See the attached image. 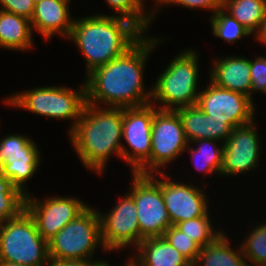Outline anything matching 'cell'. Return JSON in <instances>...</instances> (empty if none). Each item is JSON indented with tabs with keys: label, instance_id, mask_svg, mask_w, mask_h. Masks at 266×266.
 <instances>
[{
	"label": "cell",
	"instance_id": "cell-1",
	"mask_svg": "<svg viewBox=\"0 0 266 266\" xmlns=\"http://www.w3.org/2000/svg\"><path fill=\"white\" fill-rule=\"evenodd\" d=\"M150 48H130L125 54L93 69L85 80L87 103L108 107H141L151 103L152 88L144 91L143 68Z\"/></svg>",
	"mask_w": 266,
	"mask_h": 266
},
{
	"label": "cell",
	"instance_id": "cell-2",
	"mask_svg": "<svg viewBox=\"0 0 266 266\" xmlns=\"http://www.w3.org/2000/svg\"><path fill=\"white\" fill-rule=\"evenodd\" d=\"M123 108L104 109L86 103L75 127L68 132L81 162L102 175L108 157L114 152L122 159Z\"/></svg>",
	"mask_w": 266,
	"mask_h": 266
},
{
	"label": "cell",
	"instance_id": "cell-3",
	"mask_svg": "<svg viewBox=\"0 0 266 266\" xmlns=\"http://www.w3.org/2000/svg\"><path fill=\"white\" fill-rule=\"evenodd\" d=\"M69 38L84 55L87 74L130 49L114 29L108 16L102 14L74 20Z\"/></svg>",
	"mask_w": 266,
	"mask_h": 266
},
{
	"label": "cell",
	"instance_id": "cell-4",
	"mask_svg": "<svg viewBox=\"0 0 266 266\" xmlns=\"http://www.w3.org/2000/svg\"><path fill=\"white\" fill-rule=\"evenodd\" d=\"M194 50L180 53L159 75L152 87L154 102L163 105L161 110H176L178 108L197 105L199 93L198 59Z\"/></svg>",
	"mask_w": 266,
	"mask_h": 266
},
{
	"label": "cell",
	"instance_id": "cell-5",
	"mask_svg": "<svg viewBox=\"0 0 266 266\" xmlns=\"http://www.w3.org/2000/svg\"><path fill=\"white\" fill-rule=\"evenodd\" d=\"M0 261L24 266L49 263L48 242L42 238L26 209L0 226Z\"/></svg>",
	"mask_w": 266,
	"mask_h": 266
},
{
	"label": "cell",
	"instance_id": "cell-6",
	"mask_svg": "<svg viewBox=\"0 0 266 266\" xmlns=\"http://www.w3.org/2000/svg\"><path fill=\"white\" fill-rule=\"evenodd\" d=\"M5 103L45 117L74 120L70 132L86 106V85L84 82L77 91L64 86L39 87L14 94L6 98Z\"/></svg>",
	"mask_w": 266,
	"mask_h": 266
},
{
	"label": "cell",
	"instance_id": "cell-7",
	"mask_svg": "<svg viewBox=\"0 0 266 266\" xmlns=\"http://www.w3.org/2000/svg\"><path fill=\"white\" fill-rule=\"evenodd\" d=\"M101 244L99 212L88 206L48 241L49 260H90Z\"/></svg>",
	"mask_w": 266,
	"mask_h": 266
},
{
	"label": "cell",
	"instance_id": "cell-8",
	"mask_svg": "<svg viewBox=\"0 0 266 266\" xmlns=\"http://www.w3.org/2000/svg\"><path fill=\"white\" fill-rule=\"evenodd\" d=\"M133 173L130 195L135 201L140 230V242L145 238L163 237L172 225L165 206L161 182L155 176Z\"/></svg>",
	"mask_w": 266,
	"mask_h": 266
},
{
	"label": "cell",
	"instance_id": "cell-9",
	"mask_svg": "<svg viewBox=\"0 0 266 266\" xmlns=\"http://www.w3.org/2000/svg\"><path fill=\"white\" fill-rule=\"evenodd\" d=\"M155 103L141 107L123 108L122 138L130 149L122 145V159L131 165L132 173L150 175L151 128Z\"/></svg>",
	"mask_w": 266,
	"mask_h": 266
},
{
	"label": "cell",
	"instance_id": "cell-10",
	"mask_svg": "<svg viewBox=\"0 0 266 266\" xmlns=\"http://www.w3.org/2000/svg\"><path fill=\"white\" fill-rule=\"evenodd\" d=\"M150 175L171 163L188 146L180 116L175 110L154 107L151 128Z\"/></svg>",
	"mask_w": 266,
	"mask_h": 266
},
{
	"label": "cell",
	"instance_id": "cell-11",
	"mask_svg": "<svg viewBox=\"0 0 266 266\" xmlns=\"http://www.w3.org/2000/svg\"><path fill=\"white\" fill-rule=\"evenodd\" d=\"M40 152L32 139L23 135H7L0 141V174L10 179L25 196L26 181L40 165Z\"/></svg>",
	"mask_w": 266,
	"mask_h": 266
},
{
	"label": "cell",
	"instance_id": "cell-12",
	"mask_svg": "<svg viewBox=\"0 0 266 266\" xmlns=\"http://www.w3.org/2000/svg\"><path fill=\"white\" fill-rule=\"evenodd\" d=\"M200 91L197 106L214 120L225 121L233 129L253 122L254 103L246 95L221 88L213 82Z\"/></svg>",
	"mask_w": 266,
	"mask_h": 266
},
{
	"label": "cell",
	"instance_id": "cell-13",
	"mask_svg": "<svg viewBox=\"0 0 266 266\" xmlns=\"http://www.w3.org/2000/svg\"><path fill=\"white\" fill-rule=\"evenodd\" d=\"M122 198L107 215L99 213L102 248L106 252L121 250L129 244L137 247L140 243L135 201L129 193Z\"/></svg>",
	"mask_w": 266,
	"mask_h": 266
},
{
	"label": "cell",
	"instance_id": "cell-14",
	"mask_svg": "<svg viewBox=\"0 0 266 266\" xmlns=\"http://www.w3.org/2000/svg\"><path fill=\"white\" fill-rule=\"evenodd\" d=\"M87 207V204L74 197H50L42 202L30 195L25 198V209L47 242Z\"/></svg>",
	"mask_w": 266,
	"mask_h": 266
},
{
	"label": "cell",
	"instance_id": "cell-15",
	"mask_svg": "<svg viewBox=\"0 0 266 266\" xmlns=\"http://www.w3.org/2000/svg\"><path fill=\"white\" fill-rule=\"evenodd\" d=\"M254 127V122H251L234 128L223 143L221 175L234 176L260 166V140Z\"/></svg>",
	"mask_w": 266,
	"mask_h": 266
},
{
	"label": "cell",
	"instance_id": "cell-16",
	"mask_svg": "<svg viewBox=\"0 0 266 266\" xmlns=\"http://www.w3.org/2000/svg\"><path fill=\"white\" fill-rule=\"evenodd\" d=\"M160 175L164 178L159 181L172 225L205 216L209 212L204 191L191 184L176 183L170 180L171 178L163 170Z\"/></svg>",
	"mask_w": 266,
	"mask_h": 266
},
{
	"label": "cell",
	"instance_id": "cell-17",
	"mask_svg": "<svg viewBox=\"0 0 266 266\" xmlns=\"http://www.w3.org/2000/svg\"><path fill=\"white\" fill-rule=\"evenodd\" d=\"M69 1L71 0H42L35 4L30 19L32 31H38L45 39L56 33L68 38L74 22L69 12Z\"/></svg>",
	"mask_w": 266,
	"mask_h": 266
},
{
	"label": "cell",
	"instance_id": "cell-18",
	"mask_svg": "<svg viewBox=\"0 0 266 266\" xmlns=\"http://www.w3.org/2000/svg\"><path fill=\"white\" fill-rule=\"evenodd\" d=\"M182 121L188 143L200 139L222 140L223 143L232 134L233 128L225 121L214 120L197 105L175 110Z\"/></svg>",
	"mask_w": 266,
	"mask_h": 266
},
{
	"label": "cell",
	"instance_id": "cell-19",
	"mask_svg": "<svg viewBox=\"0 0 266 266\" xmlns=\"http://www.w3.org/2000/svg\"><path fill=\"white\" fill-rule=\"evenodd\" d=\"M144 11V8L138 7L127 11H117L118 15L108 16L114 29L129 48H150L155 47L157 43L161 42V39L146 38L142 34L150 27L151 19H154L152 16L158 10L149 14H146L147 12Z\"/></svg>",
	"mask_w": 266,
	"mask_h": 266
},
{
	"label": "cell",
	"instance_id": "cell-20",
	"mask_svg": "<svg viewBox=\"0 0 266 266\" xmlns=\"http://www.w3.org/2000/svg\"><path fill=\"white\" fill-rule=\"evenodd\" d=\"M210 71V82L251 98L250 59L238 56L218 58Z\"/></svg>",
	"mask_w": 266,
	"mask_h": 266
},
{
	"label": "cell",
	"instance_id": "cell-21",
	"mask_svg": "<svg viewBox=\"0 0 266 266\" xmlns=\"http://www.w3.org/2000/svg\"><path fill=\"white\" fill-rule=\"evenodd\" d=\"M136 250L137 256L130 259L133 266H193L164 237L145 238Z\"/></svg>",
	"mask_w": 266,
	"mask_h": 266
},
{
	"label": "cell",
	"instance_id": "cell-22",
	"mask_svg": "<svg viewBox=\"0 0 266 266\" xmlns=\"http://www.w3.org/2000/svg\"><path fill=\"white\" fill-rule=\"evenodd\" d=\"M30 19L0 10V47L9 50H27L32 43Z\"/></svg>",
	"mask_w": 266,
	"mask_h": 266
},
{
	"label": "cell",
	"instance_id": "cell-23",
	"mask_svg": "<svg viewBox=\"0 0 266 266\" xmlns=\"http://www.w3.org/2000/svg\"><path fill=\"white\" fill-rule=\"evenodd\" d=\"M228 243L229 241L225 234H220L212 243L201 247L193 266H200L198 263L201 261L202 266H250L244 260L246 258L243 255L241 246L235 252Z\"/></svg>",
	"mask_w": 266,
	"mask_h": 266
},
{
	"label": "cell",
	"instance_id": "cell-24",
	"mask_svg": "<svg viewBox=\"0 0 266 266\" xmlns=\"http://www.w3.org/2000/svg\"><path fill=\"white\" fill-rule=\"evenodd\" d=\"M222 8L251 33L259 29L266 17V0H223Z\"/></svg>",
	"mask_w": 266,
	"mask_h": 266
},
{
	"label": "cell",
	"instance_id": "cell-25",
	"mask_svg": "<svg viewBox=\"0 0 266 266\" xmlns=\"http://www.w3.org/2000/svg\"><path fill=\"white\" fill-rule=\"evenodd\" d=\"M192 142L196 143V145L197 143L200 144L197 149L190 147L189 144L186 148L192 154L196 169L199 171L204 170L207 174L210 173L211 175L213 173L220 174L223 158V142L220 147H216L215 143L218 141L212 139H200Z\"/></svg>",
	"mask_w": 266,
	"mask_h": 266
},
{
	"label": "cell",
	"instance_id": "cell-26",
	"mask_svg": "<svg viewBox=\"0 0 266 266\" xmlns=\"http://www.w3.org/2000/svg\"><path fill=\"white\" fill-rule=\"evenodd\" d=\"M25 198L10 179L0 174V226L25 209Z\"/></svg>",
	"mask_w": 266,
	"mask_h": 266
},
{
	"label": "cell",
	"instance_id": "cell-27",
	"mask_svg": "<svg viewBox=\"0 0 266 266\" xmlns=\"http://www.w3.org/2000/svg\"><path fill=\"white\" fill-rule=\"evenodd\" d=\"M212 16L210 22L213 34L218 38L225 40V42H237V40L242 37L250 36L252 34L223 8L217 10Z\"/></svg>",
	"mask_w": 266,
	"mask_h": 266
},
{
	"label": "cell",
	"instance_id": "cell-28",
	"mask_svg": "<svg viewBox=\"0 0 266 266\" xmlns=\"http://www.w3.org/2000/svg\"><path fill=\"white\" fill-rule=\"evenodd\" d=\"M181 232L192 238L201 247L212 243L222 231H215L209 218V213L205 216L194 218L174 225Z\"/></svg>",
	"mask_w": 266,
	"mask_h": 266
},
{
	"label": "cell",
	"instance_id": "cell-29",
	"mask_svg": "<svg viewBox=\"0 0 266 266\" xmlns=\"http://www.w3.org/2000/svg\"><path fill=\"white\" fill-rule=\"evenodd\" d=\"M246 260L256 266H266V223L258 225L241 244Z\"/></svg>",
	"mask_w": 266,
	"mask_h": 266
},
{
	"label": "cell",
	"instance_id": "cell-30",
	"mask_svg": "<svg viewBox=\"0 0 266 266\" xmlns=\"http://www.w3.org/2000/svg\"><path fill=\"white\" fill-rule=\"evenodd\" d=\"M163 237L168 243L177 249L192 265L195 264L201 246L192 238L185 235L174 225H171L164 233Z\"/></svg>",
	"mask_w": 266,
	"mask_h": 266
},
{
	"label": "cell",
	"instance_id": "cell-31",
	"mask_svg": "<svg viewBox=\"0 0 266 266\" xmlns=\"http://www.w3.org/2000/svg\"><path fill=\"white\" fill-rule=\"evenodd\" d=\"M250 77H251V99L252 93L255 91L263 92L266 95V58L263 56L257 57L255 60H250Z\"/></svg>",
	"mask_w": 266,
	"mask_h": 266
},
{
	"label": "cell",
	"instance_id": "cell-32",
	"mask_svg": "<svg viewBox=\"0 0 266 266\" xmlns=\"http://www.w3.org/2000/svg\"><path fill=\"white\" fill-rule=\"evenodd\" d=\"M0 6V10L31 19L35 4L32 0H0Z\"/></svg>",
	"mask_w": 266,
	"mask_h": 266
},
{
	"label": "cell",
	"instance_id": "cell-33",
	"mask_svg": "<svg viewBox=\"0 0 266 266\" xmlns=\"http://www.w3.org/2000/svg\"><path fill=\"white\" fill-rule=\"evenodd\" d=\"M156 2L158 4V7L160 6V4H163V6L165 4H177L189 9H209L215 13L217 10L222 8L223 0H156Z\"/></svg>",
	"mask_w": 266,
	"mask_h": 266
},
{
	"label": "cell",
	"instance_id": "cell-34",
	"mask_svg": "<svg viewBox=\"0 0 266 266\" xmlns=\"http://www.w3.org/2000/svg\"><path fill=\"white\" fill-rule=\"evenodd\" d=\"M113 10L127 11L135 8H145L144 0H105Z\"/></svg>",
	"mask_w": 266,
	"mask_h": 266
},
{
	"label": "cell",
	"instance_id": "cell-35",
	"mask_svg": "<svg viewBox=\"0 0 266 266\" xmlns=\"http://www.w3.org/2000/svg\"><path fill=\"white\" fill-rule=\"evenodd\" d=\"M99 260L84 259L49 260L48 266H94Z\"/></svg>",
	"mask_w": 266,
	"mask_h": 266
},
{
	"label": "cell",
	"instance_id": "cell-36",
	"mask_svg": "<svg viewBox=\"0 0 266 266\" xmlns=\"http://www.w3.org/2000/svg\"><path fill=\"white\" fill-rule=\"evenodd\" d=\"M256 34V39L266 44V17L265 20L260 24V27L256 31Z\"/></svg>",
	"mask_w": 266,
	"mask_h": 266
},
{
	"label": "cell",
	"instance_id": "cell-37",
	"mask_svg": "<svg viewBox=\"0 0 266 266\" xmlns=\"http://www.w3.org/2000/svg\"><path fill=\"white\" fill-rule=\"evenodd\" d=\"M0 266H24V265L8 261H0Z\"/></svg>",
	"mask_w": 266,
	"mask_h": 266
},
{
	"label": "cell",
	"instance_id": "cell-38",
	"mask_svg": "<svg viewBox=\"0 0 266 266\" xmlns=\"http://www.w3.org/2000/svg\"><path fill=\"white\" fill-rule=\"evenodd\" d=\"M94 266H110V265L107 262L100 260V262H97Z\"/></svg>",
	"mask_w": 266,
	"mask_h": 266
},
{
	"label": "cell",
	"instance_id": "cell-39",
	"mask_svg": "<svg viewBox=\"0 0 266 266\" xmlns=\"http://www.w3.org/2000/svg\"><path fill=\"white\" fill-rule=\"evenodd\" d=\"M125 263H127L125 266H133V265L130 263V260H128V261L125 262Z\"/></svg>",
	"mask_w": 266,
	"mask_h": 266
},
{
	"label": "cell",
	"instance_id": "cell-40",
	"mask_svg": "<svg viewBox=\"0 0 266 266\" xmlns=\"http://www.w3.org/2000/svg\"><path fill=\"white\" fill-rule=\"evenodd\" d=\"M34 4L41 2L42 0H32Z\"/></svg>",
	"mask_w": 266,
	"mask_h": 266
}]
</instances>
